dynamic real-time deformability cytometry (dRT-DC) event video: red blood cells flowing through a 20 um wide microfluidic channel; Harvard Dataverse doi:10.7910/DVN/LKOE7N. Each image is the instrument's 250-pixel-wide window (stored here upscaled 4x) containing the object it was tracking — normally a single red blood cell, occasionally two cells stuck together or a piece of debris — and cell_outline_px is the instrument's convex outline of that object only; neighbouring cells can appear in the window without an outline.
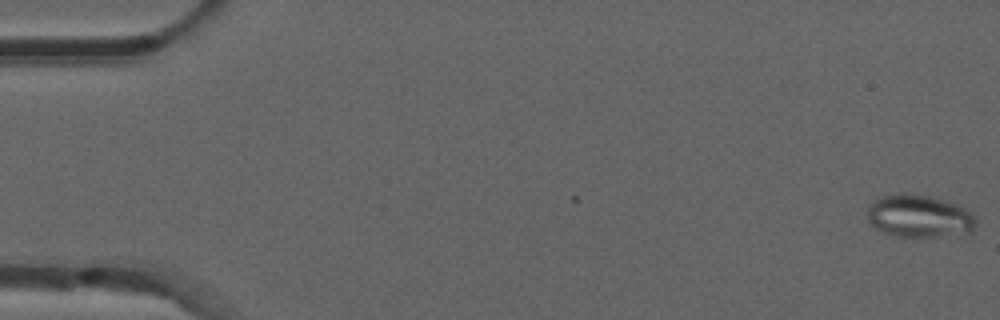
{"species": "common noctule bat (a hibernating species)", "species_latin": "Nyctalus noctula", "temperature_condition": "room temperature", "stored_images_in_passage": 46, "camera_frame_rate_fps": 3000, "um_per_image_px": 0.085, "animal": {"sex": "male", "forearm_length_mm": 52.5}, "frame": {"image": 1, "passage_image": 1, "time_ms": 0.0, "image_size_px": [1000, 320], "cell_outline_px": [[976, 228], [972, 232], [936, 236], [896, 236], [884, 232], [876, 228], [868, 220], [868, 204], [880, 196], [900, 192], [904, 192], [928, 196], [956, 204], [964, 208], [976, 220]], "centroid_in_image_um": [78.09, 18.35], "position_along_channel_um": 6.9, "area_um2": 26.76}}
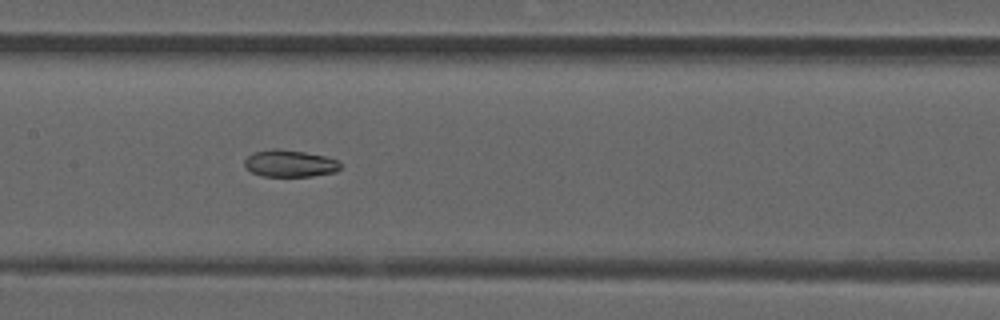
{"frame": {"image": 2, "passage_image": 26, "time_ms": 8.333, "image_size_px": [1000, 320], "cell_outline_px": [[340, 168], [336, 172], [312, 176], [264, 176], [252, 172], [244, 168], [244, 160], [248, 156], [256, 152], [272, 148], [276, 148], [304, 152], [324, 156], [336, 160], [340, 164]], "centroid_in_image_um": [24.61, 13.9], "position_along_channel_um": 182.8, "area_um2": 14.97}}
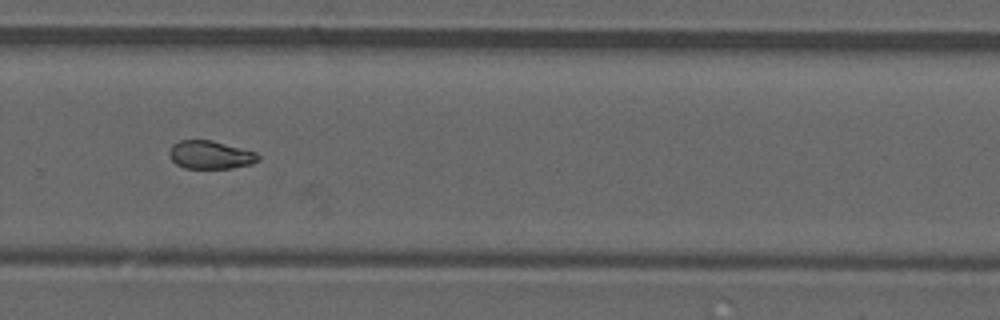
{"frame": {"image": 3, "passage_image": 36, "time_ms": 11.667, "image_size_px": [1000, 320], "cell_outline_px": [[260, 160], [252, 164], [232, 168], [184, 168], [176, 164], [168, 156], [168, 152], [172, 144], [180, 140], [212, 140], [256, 152], [260, 156]], "centroid_in_image_um": [17.87, 13.16], "position_along_channel_um": 311.9, "area_um2": 14.74}, "authors_computed_cell_mechanics": {"area_um2": 16.0395, "velocity_mm_per_s": 3.8934, "shape_relaxation_time_tau1_ms": null, "shape_relaxation_time_tau2_ms": 4.1266, "deformation_change_tau1": null, "deformation_change_tau2": 0.0887}}